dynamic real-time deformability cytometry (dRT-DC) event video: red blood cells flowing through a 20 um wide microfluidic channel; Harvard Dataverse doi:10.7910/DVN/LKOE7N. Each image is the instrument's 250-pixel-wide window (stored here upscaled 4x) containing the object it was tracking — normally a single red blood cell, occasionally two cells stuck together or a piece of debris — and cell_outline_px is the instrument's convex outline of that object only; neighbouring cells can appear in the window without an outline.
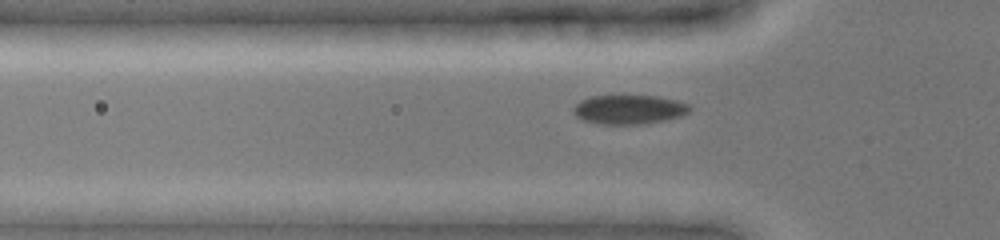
{"species": "common noctule bat (a hibernating species)", "species_latin": "Nyctalus noctula", "temperature_condition": "cold", "stored_images_in_passage": 32, "camera_frame_rate_fps": 3000, "um_per_image_px": 0.085, "animal": {"sex": "female", "body_mass_g": 19.0, "forearm_length_mm": 51.5}, "frame": {"image": 1, "passage_image": 4, "time_ms": 1.0, "image_size_px": [1000, 240], "cell_outline_px": [[692, 108], [688, 112], [680, 116], [664, 120], [640, 124], [600, 124], [580, 120], [572, 112], [572, 108], [580, 100], [588, 96], [656, 96], [676, 100], [688, 104]], "centroid_in_image_um": [53.41, 9.31], "position_along_channel_um": 72.4, "area_um2": 19.83}}
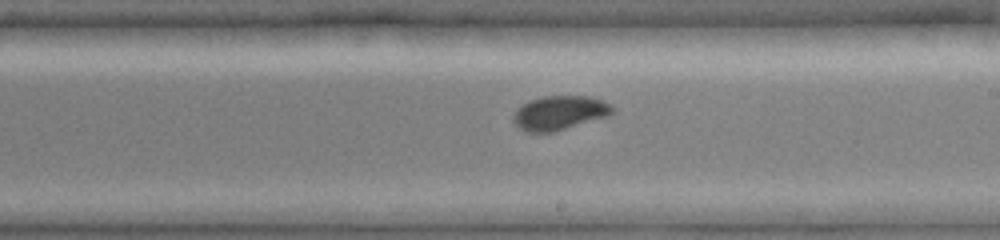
{"frame": {"image": 2, "passage_image": 17, "time_ms": 5.333, "image_size_px": [1000, 240], "cell_outline_px": [[616, 112], [608, 116], [552, 132], [528, 132], [520, 128], [512, 120], [512, 116], [516, 108], [532, 100], [544, 96], [592, 96], [612, 104], [616, 108]], "centroid_in_image_um": [47.61, 9.58], "position_along_channel_um": 241.4, "area_um2": 19.77}}
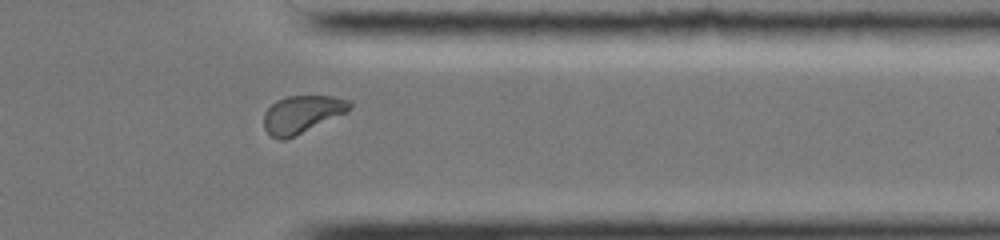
{"frame": {"image": 3, "passage_image": 28, "time_ms": 9.0, "image_size_px": [1000, 240], "cell_outline_px": [[352, 104], [348, 112], [284, 140], [280, 140], [272, 136], [264, 128], [264, 112], [276, 100], [288, 96], [332, 96], [352, 100]], "centroid_in_image_um": [25.68, 9.69], "position_along_channel_um": 385.7, "area_um2": 18.67}}